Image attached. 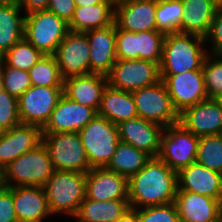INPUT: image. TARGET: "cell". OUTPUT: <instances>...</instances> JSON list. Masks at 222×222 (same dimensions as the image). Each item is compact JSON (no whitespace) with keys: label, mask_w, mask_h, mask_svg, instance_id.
I'll return each mask as SVG.
<instances>
[{"label":"cell","mask_w":222,"mask_h":222,"mask_svg":"<svg viewBox=\"0 0 222 222\" xmlns=\"http://www.w3.org/2000/svg\"><path fill=\"white\" fill-rule=\"evenodd\" d=\"M117 127L120 141L132 145L152 158L158 157L163 126L137 116L120 122Z\"/></svg>","instance_id":"e0dca14e"},{"label":"cell","mask_w":222,"mask_h":222,"mask_svg":"<svg viewBox=\"0 0 222 222\" xmlns=\"http://www.w3.org/2000/svg\"><path fill=\"white\" fill-rule=\"evenodd\" d=\"M16 0L0 4V57L24 38L25 14Z\"/></svg>","instance_id":"f1b7e54d"},{"label":"cell","mask_w":222,"mask_h":222,"mask_svg":"<svg viewBox=\"0 0 222 222\" xmlns=\"http://www.w3.org/2000/svg\"><path fill=\"white\" fill-rule=\"evenodd\" d=\"M179 123L199 138L222 134V109L216 99L207 98L179 113Z\"/></svg>","instance_id":"9a60e30c"},{"label":"cell","mask_w":222,"mask_h":222,"mask_svg":"<svg viewBox=\"0 0 222 222\" xmlns=\"http://www.w3.org/2000/svg\"><path fill=\"white\" fill-rule=\"evenodd\" d=\"M13 204L19 222H43L51 212L43 187H12Z\"/></svg>","instance_id":"d4e9b609"},{"label":"cell","mask_w":222,"mask_h":222,"mask_svg":"<svg viewBox=\"0 0 222 222\" xmlns=\"http://www.w3.org/2000/svg\"><path fill=\"white\" fill-rule=\"evenodd\" d=\"M180 222H222V202L190 191H176L174 199Z\"/></svg>","instance_id":"ac0fdd59"},{"label":"cell","mask_w":222,"mask_h":222,"mask_svg":"<svg viewBox=\"0 0 222 222\" xmlns=\"http://www.w3.org/2000/svg\"><path fill=\"white\" fill-rule=\"evenodd\" d=\"M98 115L105 117L115 125L137 117L138 113L132 92L107 85L102 93Z\"/></svg>","instance_id":"4316f807"},{"label":"cell","mask_w":222,"mask_h":222,"mask_svg":"<svg viewBox=\"0 0 222 222\" xmlns=\"http://www.w3.org/2000/svg\"><path fill=\"white\" fill-rule=\"evenodd\" d=\"M129 208L128 199L96 201L86 197L73 218L75 222H115Z\"/></svg>","instance_id":"f546056e"},{"label":"cell","mask_w":222,"mask_h":222,"mask_svg":"<svg viewBox=\"0 0 222 222\" xmlns=\"http://www.w3.org/2000/svg\"><path fill=\"white\" fill-rule=\"evenodd\" d=\"M0 86L10 95L19 98L32 86L29 72L7 66L0 59Z\"/></svg>","instance_id":"d590c367"},{"label":"cell","mask_w":222,"mask_h":222,"mask_svg":"<svg viewBox=\"0 0 222 222\" xmlns=\"http://www.w3.org/2000/svg\"><path fill=\"white\" fill-rule=\"evenodd\" d=\"M42 128L22 124L0 134V167L5 169L21 155L42 143Z\"/></svg>","instance_id":"d6986e66"},{"label":"cell","mask_w":222,"mask_h":222,"mask_svg":"<svg viewBox=\"0 0 222 222\" xmlns=\"http://www.w3.org/2000/svg\"><path fill=\"white\" fill-rule=\"evenodd\" d=\"M138 116L163 127L179 123V113L163 81L132 91Z\"/></svg>","instance_id":"ba28073f"},{"label":"cell","mask_w":222,"mask_h":222,"mask_svg":"<svg viewBox=\"0 0 222 222\" xmlns=\"http://www.w3.org/2000/svg\"><path fill=\"white\" fill-rule=\"evenodd\" d=\"M54 169L43 143L11 162L4 169L6 187L39 186L47 182Z\"/></svg>","instance_id":"277c9868"},{"label":"cell","mask_w":222,"mask_h":222,"mask_svg":"<svg viewBox=\"0 0 222 222\" xmlns=\"http://www.w3.org/2000/svg\"><path fill=\"white\" fill-rule=\"evenodd\" d=\"M208 43L205 38L185 33H168L163 43L160 62L161 75H176L186 71L202 69L207 57Z\"/></svg>","instance_id":"7a4b0ae2"},{"label":"cell","mask_w":222,"mask_h":222,"mask_svg":"<svg viewBox=\"0 0 222 222\" xmlns=\"http://www.w3.org/2000/svg\"><path fill=\"white\" fill-rule=\"evenodd\" d=\"M161 80L178 113L208 98L202 69L176 75H161Z\"/></svg>","instance_id":"5bb4252c"},{"label":"cell","mask_w":222,"mask_h":222,"mask_svg":"<svg viewBox=\"0 0 222 222\" xmlns=\"http://www.w3.org/2000/svg\"><path fill=\"white\" fill-rule=\"evenodd\" d=\"M177 191H190L222 202V174L193 162L177 172Z\"/></svg>","instance_id":"44dd1931"},{"label":"cell","mask_w":222,"mask_h":222,"mask_svg":"<svg viewBox=\"0 0 222 222\" xmlns=\"http://www.w3.org/2000/svg\"><path fill=\"white\" fill-rule=\"evenodd\" d=\"M176 191L177 172L158 157L128 179V201L134 209L172 203Z\"/></svg>","instance_id":"6da1fadb"},{"label":"cell","mask_w":222,"mask_h":222,"mask_svg":"<svg viewBox=\"0 0 222 222\" xmlns=\"http://www.w3.org/2000/svg\"><path fill=\"white\" fill-rule=\"evenodd\" d=\"M107 1L113 3L114 5H117V4H119V3H122V2L128 1V0H107Z\"/></svg>","instance_id":"7dc6e473"},{"label":"cell","mask_w":222,"mask_h":222,"mask_svg":"<svg viewBox=\"0 0 222 222\" xmlns=\"http://www.w3.org/2000/svg\"><path fill=\"white\" fill-rule=\"evenodd\" d=\"M182 2L184 13L180 22V33L205 38L221 3L218 0H182Z\"/></svg>","instance_id":"484cf974"},{"label":"cell","mask_w":222,"mask_h":222,"mask_svg":"<svg viewBox=\"0 0 222 222\" xmlns=\"http://www.w3.org/2000/svg\"><path fill=\"white\" fill-rule=\"evenodd\" d=\"M0 222H19L13 204L12 187L0 190Z\"/></svg>","instance_id":"60d3db41"},{"label":"cell","mask_w":222,"mask_h":222,"mask_svg":"<svg viewBox=\"0 0 222 222\" xmlns=\"http://www.w3.org/2000/svg\"><path fill=\"white\" fill-rule=\"evenodd\" d=\"M151 158L150 155L132 145L119 141L106 168L129 179L138 173Z\"/></svg>","instance_id":"4dcf8cb0"},{"label":"cell","mask_w":222,"mask_h":222,"mask_svg":"<svg viewBox=\"0 0 222 222\" xmlns=\"http://www.w3.org/2000/svg\"><path fill=\"white\" fill-rule=\"evenodd\" d=\"M115 5L107 0L88 6H76L68 28L75 32H86L114 24Z\"/></svg>","instance_id":"83f0119b"},{"label":"cell","mask_w":222,"mask_h":222,"mask_svg":"<svg viewBox=\"0 0 222 222\" xmlns=\"http://www.w3.org/2000/svg\"><path fill=\"white\" fill-rule=\"evenodd\" d=\"M183 13L182 0H156L157 30L164 34L180 32Z\"/></svg>","instance_id":"1f68e13d"},{"label":"cell","mask_w":222,"mask_h":222,"mask_svg":"<svg viewBox=\"0 0 222 222\" xmlns=\"http://www.w3.org/2000/svg\"><path fill=\"white\" fill-rule=\"evenodd\" d=\"M165 36L158 30L128 32L116 27L117 59H143L160 65Z\"/></svg>","instance_id":"8fae6325"},{"label":"cell","mask_w":222,"mask_h":222,"mask_svg":"<svg viewBox=\"0 0 222 222\" xmlns=\"http://www.w3.org/2000/svg\"><path fill=\"white\" fill-rule=\"evenodd\" d=\"M156 0H128L115 5L114 23L128 32L154 31Z\"/></svg>","instance_id":"ffe728a7"},{"label":"cell","mask_w":222,"mask_h":222,"mask_svg":"<svg viewBox=\"0 0 222 222\" xmlns=\"http://www.w3.org/2000/svg\"><path fill=\"white\" fill-rule=\"evenodd\" d=\"M12 0H0V4L2 3H8V2H11Z\"/></svg>","instance_id":"681fc988"},{"label":"cell","mask_w":222,"mask_h":222,"mask_svg":"<svg viewBox=\"0 0 222 222\" xmlns=\"http://www.w3.org/2000/svg\"><path fill=\"white\" fill-rule=\"evenodd\" d=\"M86 197L96 201L128 199V179L106 167L86 173Z\"/></svg>","instance_id":"603a6c76"},{"label":"cell","mask_w":222,"mask_h":222,"mask_svg":"<svg viewBox=\"0 0 222 222\" xmlns=\"http://www.w3.org/2000/svg\"><path fill=\"white\" fill-rule=\"evenodd\" d=\"M68 31V23L48 10L25 14L24 38L43 55H54Z\"/></svg>","instance_id":"52a82bcc"},{"label":"cell","mask_w":222,"mask_h":222,"mask_svg":"<svg viewBox=\"0 0 222 222\" xmlns=\"http://www.w3.org/2000/svg\"><path fill=\"white\" fill-rule=\"evenodd\" d=\"M205 42H210L209 54L219 55L222 52V4L218 7L211 22L210 30L205 37Z\"/></svg>","instance_id":"ab89813d"},{"label":"cell","mask_w":222,"mask_h":222,"mask_svg":"<svg viewBox=\"0 0 222 222\" xmlns=\"http://www.w3.org/2000/svg\"><path fill=\"white\" fill-rule=\"evenodd\" d=\"M76 9L74 0H49L47 10L70 23Z\"/></svg>","instance_id":"b9f144b4"},{"label":"cell","mask_w":222,"mask_h":222,"mask_svg":"<svg viewBox=\"0 0 222 222\" xmlns=\"http://www.w3.org/2000/svg\"><path fill=\"white\" fill-rule=\"evenodd\" d=\"M108 85L106 75L89 73L64 79L63 94L70 100L91 107L97 112L102 93Z\"/></svg>","instance_id":"cb8c5ba5"},{"label":"cell","mask_w":222,"mask_h":222,"mask_svg":"<svg viewBox=\"0 0 222 222\" xmlns=\"http://www.w3.org/2000/svg\"><path fill=\"white\" fill-rule=\"evenodd\" d=\"M106 77L109 86L131 92L161 81L159 64L143 59H117Z\"/></svg>","instance_id":"30bf717a"},{"label":"cell","mask_w":222,"mask_h":222,"mask_svg":"<svg viewBox=\"0 0 222 222\" xmlns=\"http://www.w3.org/2000/svg\"><path fill=\"white\" fill-rule=\"evenodd\" d=\"M21 123L18 113V98L0 86V131H7Z\"/></svg>","instance_id":"74e56055"},{"label":"cell","mask_w":222,"mask_h":222,"mask_svg":"<svg viewBox=\"0 0 222 222\" xmlns=\"http://www.w3.org/2000/svg\"><path fill=\"white\" fill-rule=\"evenodd\" d=\"M53 215L74 217L86 198V173L54 170L43 185Z\"/></svg>","instance_id":"3957f363"},{"label":"cell","mask_w":222,"mask_h":222,"mask_svg":"<svg viewBox=\"0 0 222 222\" xmlns=\"http://www.w3.org/2000/svg\"><path fill=\"white\" fill-rule=\"evenodd\" d=\"M76 6H88L103 3L105 0H74Z\"/></svg>","instance_id":"f6af8a7d"},{"label":"cell","mask_w":222,"mask_h":222,"mask_svg":"<svg viewBox=\"0 0 222 222\" xmlns=\"http://www.w3.org/2000/svg\"><path fill=\"white\" fill-rule=\"evenodd\" d=\"M78 133L90 167H106L120 141L117 125L96 115Z\"/></svg>","instance_id":"5b68a950"},{"label":"cell","mask_w":222,"mask_h":222,"mask_svg":"<svg viewBox=\"0 0 222 222\" xmlns=\"http://www.w3.org/2000/svg\"><path fill=\"white\" fill-rule=\"evenodd\" d=\"M198 143L199 137L186 130L180 123L164 127L158 158L178 172L196 162Z\"/></svg>","instance_id":"9c48e42d"},{"label":"cell","mask_w":222,"mask_h":222,"mask_svg":"<svg viewBox=\"0 0 222 222\" xmlns=\"http://www.w3.org/2000/svg\"><path fill=\"white\" fill-rule=\"evenodd\" d=\"M115 222H139L137 210L130 207Z\"/></svg>","instance_id":"ee69618b"},{"label":"cell","mask_w":222,"mask_h":222,"mask_svg":"<svg viewBox=\"0 0 222 222\" xmlns=\"http://www.w3.org/2000/svg\"><path fill=\"white\" fill-rule=\"evenodd\" d=\"M52 167L57 171L87 173L90 164L78 132H58L42 135Z\"/></svg>","instance_id":"8992f818"},{"label":"cell","mask_w":222,"mask_h":222,"mask_svg":"<svg viewBox=\"0 0 222 222\" xmlns=\"http://www.w3.org/2000/svg\"><path fill=\"white\" fill-rule=\"evenodd\" d=\"M5 187L4 182V169L0 167V190H2Z\"/></svg>","instance_id":"bcb514c9"},{"label":"cell","mask_w":222,"mask_h":222,"mask_svg":"<svg viewBox=\"0 0 222 222\" xmlns=\"http://www.w3.org/2000/svg\"><path fill=\"white\" fill-rule=\"evenodd\" d=\"M96 115L98 112L95 109L70 100L63 94L42 128V134L79 132Z\"/></svg>","instance_id":"2e32d148"},{"label":"cell","mask_w":222,"mask_h":222,"mask_svg":"<svg viewBox=\"0 0 222 222\" xmlns=\"http://www.w3.org/2000/svg\"><path fill=\"white\" fill-rule=\"evenodd\" d=\"M62 95L63 87L32 85L18 98L21 123L43 128Z\"/></svg>","instance_id":"7c38bea8"},{"label":"cell","mask_w":222,"mask_h":222,"mask_svg":"<svg viewBox=\"0 0 222 222\" xmlns=\"http://www.w3.org/2000/svg\"><path fill=\"white\" fill-rule=\"evenodd\" d=\"M28 72L34 86L63 87L64 79L54 55H43Z\"/></svg>","instance_id":"d6a6232c"},{"label":"cell","mask_w":222,"mask_h":222,"mask_svg":"<svg viewBox=\"0 0 222 222\" xmlns=\"http://www.w3.org/2000/svg\"><path fill=\"white\" fill-rule=\"evenodd\" d=\"M217 102L220 104V107L222 109V95L216 98Z\"/></svg>","instance_id":"c3c4849f"},{"label":"cell","mask_w":222,"mask_h":222,"mask_svg":"<svg viewBox=\"0 0 222 222\" xmlns=\"http://www.w3.org/2000/svg\"><path fill=\"white\" fill-rule=\"evenodd\" d=\"M85 33L90 46V73L107 75L117 61L115 23Z\"/></svg>","instance_id":"7402d4cb"},{"label":"cell","mask_w":222,"mask_h":222,"mask_svg":"<svg viewBox=\"0 0 222 222\" xmlns=\"http://www.w3.org/2000/svg\"><path fill=\"white\" fill-rule=\"evenodd\" d=\"M43 54L25 38L14 44L0 59L14 68L29 71Z\"/></svg>","instance_id":"836d02e7"},{"label":"cell","mask_w":222,"mask_h":222,"mask_svg":"<svg viewBox=\"0 0 222 222\" xmlns=\"http://www.w3.org/2000/svg\"><path fill=\"white\" fill-rule=\"evenodd\" d=\"M24 14L47 10L49 0H16ZM25 10V11H24Z\"/></svg>","instance_id":"7bdbcfd3"},{"label":"cell","mask_w":222,"mask_h":222,"mask_svg":"<svg viewBox=\"0 0 222 222\" xmlns=\"http://www.w3.org/2000/svg\"><path fill=\"white\" fill-rule=\"evenodd\" d=\"M202 73L208 98L222 95V57L208 54L202 65Z\"/></svg>","instance_id":"8d00e7d4"},{"label":"cell","mask_w":222,"mask_h":222,"mask_svg":"<svg viewBox=\"0 0 222 222\" xmlns=\"http://www.w3.org/2000/svg\"><path fill=\"white\" fill-rule=\"evenodd\" d=\"M136 210L139 222H180L174 202Z\"/></svg>","instance_id":"f35d334b"},{"label":"cell","mask_w":222,"mask_h":222,"mask_svg":"<svg viewBox=\"0 0 222 222\" xmlns=\"http://www.w3.org/2000/svg\"><path fill=\"white\" fill-rule=\"evenodd\" d=\"M196 161L222 174V134L199 138Z\"/></svg>","instance_id":"e575fe53"},{"label":"cell","mask_w":222,"mask_h":222,"mask_svg":"<svg viewBox=\"0 0 222 222\" xmlns=\"http://www.w3.org/2000/svg\"><path fill=\"white\" fill-rule=\"evenodd\" d=\"M89 51L86 33L69 30L54 53L61 77L89 74Z\"/></svg>","instance_id":"4fadbf2b"}]
</instances>
